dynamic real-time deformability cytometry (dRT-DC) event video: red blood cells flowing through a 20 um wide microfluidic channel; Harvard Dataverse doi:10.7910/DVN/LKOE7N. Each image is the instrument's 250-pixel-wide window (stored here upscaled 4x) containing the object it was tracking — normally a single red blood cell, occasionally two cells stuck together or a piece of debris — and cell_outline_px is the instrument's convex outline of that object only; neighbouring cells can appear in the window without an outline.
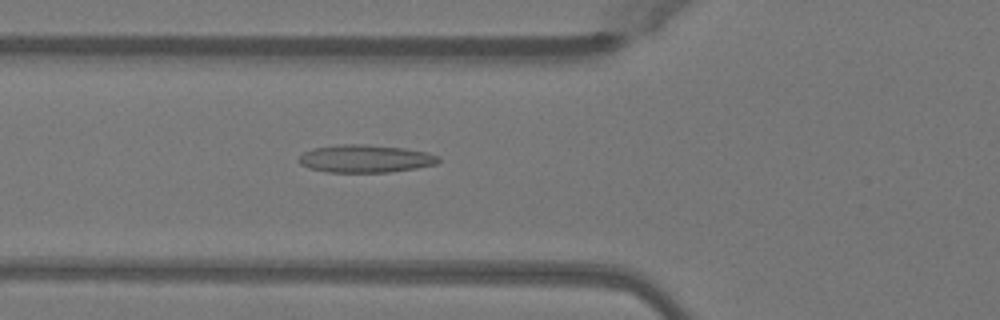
{"species": "Egyptian fruit bat (a non-hibernating species)", "species_latin": "Rousettus aegyptiacus", "temperature_condition": "warm", "stored_images_in_passage": 49, "camera_frame_rate_fps": 3000, "um_per_image_px": 0.085, "animal": {"sex": "female"}, "frame": {"image": 1, "passage_image": 18, "time_ms": 5.667, "image_size_px": [1000, 320], "cell_outline_px": [[440, 160], [436, 164], [416, 168], [388, 172], [328, 172], [308, 168], [300, 164], [296, 160], [304, 152], [312, 148], [336, 144], [364, 144], [404, 148], [428, 152], [440, 156]], "centroid_in_image_um": [31.03, 13.48], "position_along_channel_um": 94.8, "area_um2": 22.77}}
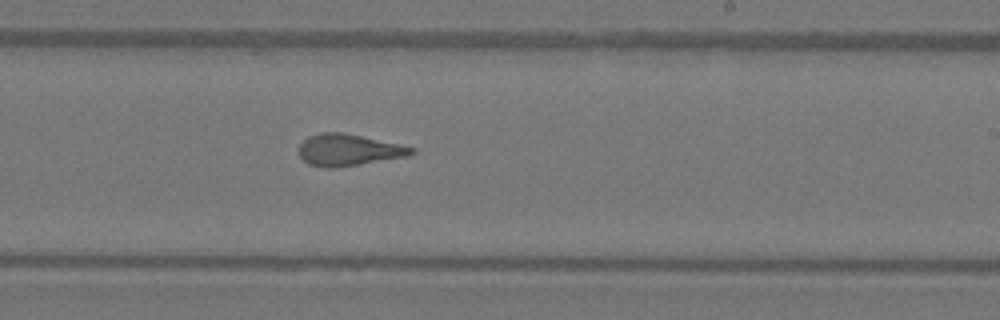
{"frame": {"image": 2, "passage_image": 30, "time_ms": 9.667, "image_size_px": [1000, 320], "cell_outline_px": [[416, 152], [408, 156], [336, 168], [324, 168], [308, 164], [300, 156], [300, 144], [308, 136], [320, 132], [344, 132], [400, 144], [416, 148]], "centroid_in_image_um": [29.64, 12.74], "position_along_channel_um": 259.4, "area_um2": 20.87}}
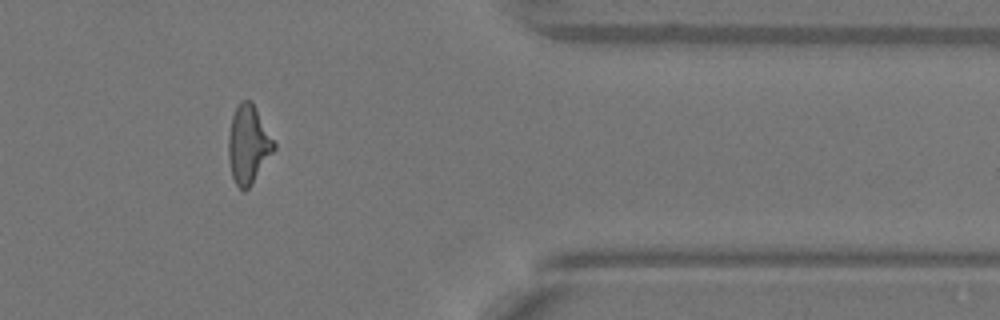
{"frame": {"image": 3, "passage_image": 41, "time_ms": 13.333, "image_size_px": [1000, 320], "cell_outline_px": [[276, 148], [252, 184], [244, 192], [236, 184], [232, 176], [228, 160], [228, 136], [232, 116], [240, 100], [252, 100], [276, 144]], "centroid_in_image_um": [21.1, 12.27], "position_along_channel_um": 390.3, "area_um2": 20.87}, "authors_computed_cell_mechanics": {"area_um2": 20.8658, "velocity_mm_per_s": 4.1052, "shape_relaxation_time_tau1_ms": 6.5176, "shape_relaxation_time_tau2_ms": 1.5284, "deformation_change_tau1": 0.2395, "deformation_change_tau2": 0.1139}}